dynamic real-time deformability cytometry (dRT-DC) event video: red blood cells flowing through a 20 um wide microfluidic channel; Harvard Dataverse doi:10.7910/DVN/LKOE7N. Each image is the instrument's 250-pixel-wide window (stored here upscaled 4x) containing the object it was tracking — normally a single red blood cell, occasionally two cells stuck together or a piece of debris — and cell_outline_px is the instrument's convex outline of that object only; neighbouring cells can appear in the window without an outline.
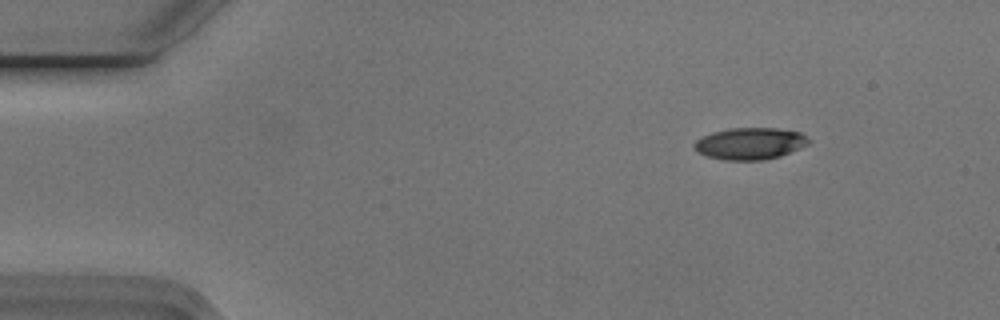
{"species": "Egyptian fruit bat (a non-hibernating species)", "species_latin": "Rousettus aegyptiacus", "temperature_condition": "cold", "stored_images_in_passage": 5, "camera_frame_rate_fps": 3000, "um_per_image_px": 0.085, "animal": {"sex": "male"}, "frame": {"image": 1, "passage_image": 2, "time_ms": 0.333, "image_size_px": [1000, 320], "cell_outline_px": [[808, 144], [800, 148], [780, 156], [764, 160], [724, 160], [708, 156], [700, 152], [692, 144], [696, 140], [712, 132], [732, 128], [776, 128], [800, 132], [808, 136]], "centroid_in_image_um": [63.78, 12.2], "position_along_channel_um": 21.2, "area_um2": 21.04}}